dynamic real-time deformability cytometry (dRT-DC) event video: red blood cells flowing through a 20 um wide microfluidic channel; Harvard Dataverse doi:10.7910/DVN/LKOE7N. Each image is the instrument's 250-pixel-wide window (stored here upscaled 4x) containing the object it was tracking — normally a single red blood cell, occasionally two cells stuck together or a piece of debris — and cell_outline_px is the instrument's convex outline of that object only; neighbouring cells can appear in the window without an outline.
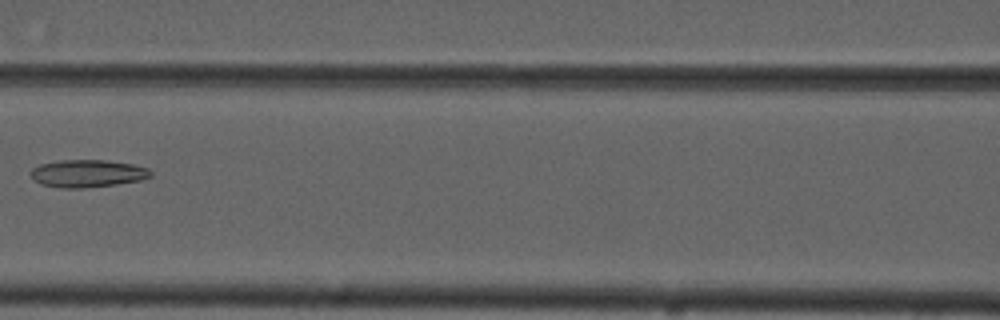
{"species": "common noctule bat (a hibernating species)", "species_latin": "Nyctalus noctula", "temperature_condition": "cold", "stored_images_in_passage": 8, "camera_frame_rate_fps": 3000, "um_per_image_px": 0.085, "animal": {"sex": "male", "forearm_length_mm": 52.5}, "frame": {"image": 1, "passage_image": 5, "time_ms": 4.667, "image_size_px": [1000, 320], "cell_outline_px": [[152, 176], [140, 180], [116, 184], [84, 188], [60, 188], [40, 184], [32, 180], [28, 172], [32, 168], [40, 164], [60, 160], [108, 160], [132, 164], [148, 168], [152, 172]], "centroid_in_image_um": [7.39, 14.74], "position_along_channel_um": 159.2, "area_um2": 19.48}}
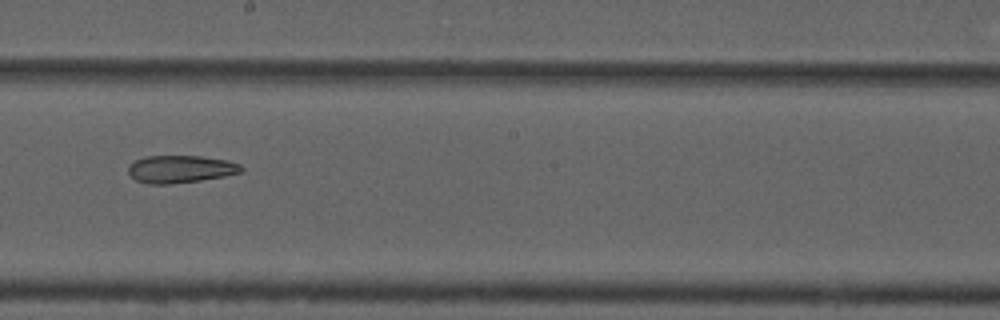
{"frame": {"image": 2, "passage_image": 7, "time_ms": 6.667, "image_size_px": [1000, 320], "cell_outline_px": [[244, 168], [240, 172], [224, 176], [200, 180], [172, 184], [148, 184], [136, 180], [128, 172], [128, 164], [144, 156], [200, 156], [228, 160], [240, 164]], "centroid_in_image_um": [15.32, 14.37], "position_along_channel_um": 232.9, "area_um2": 18.15}}
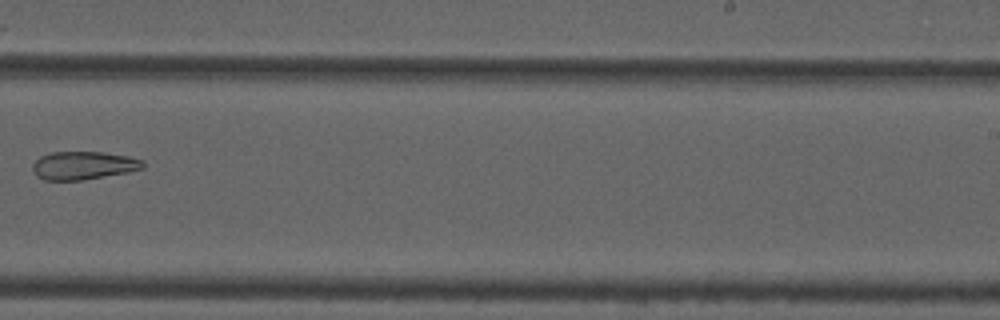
{"frame": {"image": 3, "passage_image": 8, "time_ms": 8.0, "image_size_px": [1000, 320], "cell_outline_px": [[144, 168], [128, 172], [80, 180], [44, 180], [36, 176], [32, 168], [32, 164], [40, 156], [52, 152], [104, 152], [128, 156], [144, 160]], "centroid_in_image_um": [7.08, 14.06], "position_along_channel_um": 281.9, "area_um2": 18.09}}